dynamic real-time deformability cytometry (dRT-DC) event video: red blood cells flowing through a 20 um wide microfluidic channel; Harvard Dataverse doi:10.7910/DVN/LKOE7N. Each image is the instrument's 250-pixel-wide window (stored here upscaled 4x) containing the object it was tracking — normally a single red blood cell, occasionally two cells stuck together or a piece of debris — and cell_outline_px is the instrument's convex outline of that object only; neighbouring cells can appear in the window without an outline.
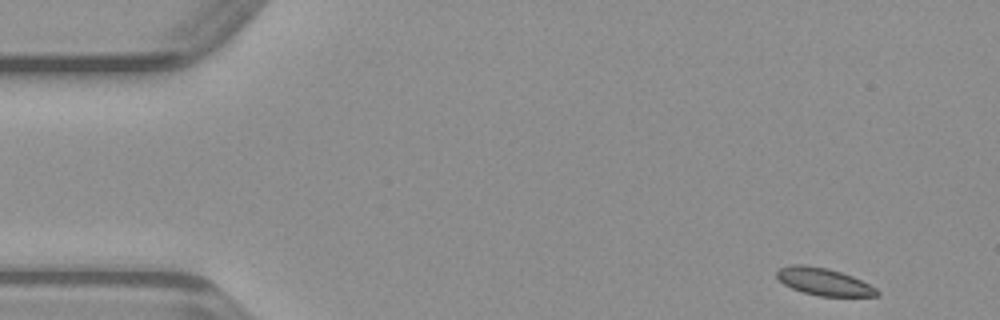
{"species": "common noctule bat (a hibernating species)", "species_latin": "Nyctalus noctula", "temperature_condition": "warm", "stored_images_in_passage": 46, "camera_frame_rate_fps": 3000, "um_per_image_px": 0.085, "animal": {"sex": "male", "body_mass_g": 23.1, "forearm_length_mm": 52.7}, "frame": {"image": 1, "passage_image": 1, "time_ms": 0.0, "image_size_px": [1000, 320], "cell_outline_px": [[880, 296], [820, 296], [804, 292], [792, 288], [784, 284], [776, 276], [776, 272], [780, 268], [792, 264], [804, 264], [828, 268], [852, 276], [876, 288], [880, 292]], "centroid_in_image_um": [70.02, 23.94], "position_along_channel_um": 15.0, "area_um2": 15.84}}
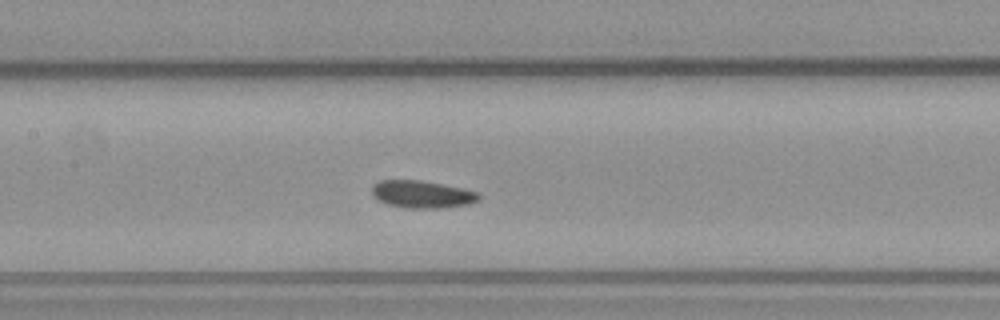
{"frame": {"image": 2, "passage_image": 20, "time_ms": 6.333, "image_size_px": [1000, 320], "cell_outline_px": [[480, 196], [476, 200], [468, 204], [444, 208], [408, 208], [388, 204], [372, 196], [372, 184], [380, 180], [420, 180], [464, 188], [480, 192]], "centroid_in_image_um": [35.87, 16.5], "position_along_channel_um": 171.5, "area_um2": 17.11}}
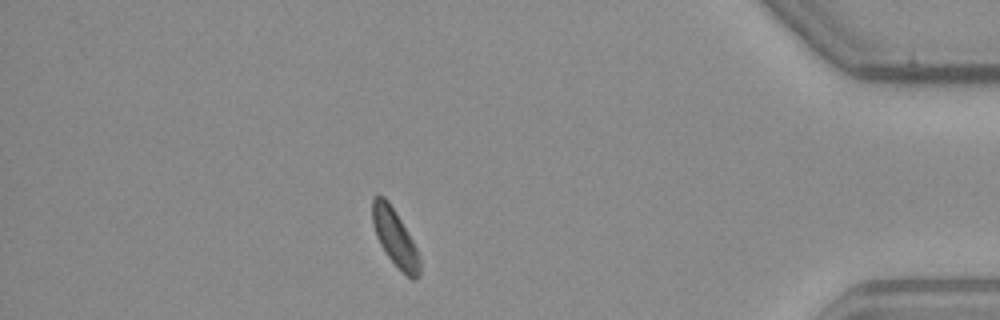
{"frame": {"image": 3, "passage_image": 40, "time_ms": 13.0, "image_size_px": [1000, 320], "cell_outline_px": [[420, 272], [412, 280], [388, 256], [380, 244], [376, 236], [372, 224], [372, 196], [384, 196], [388, 200], [396, 212], [412, 240], [416, 248], [420, 260]], "centroid_in_image_um": [33.53, 20.14], "position_along_channel_um": 401.7, "area_um2": 15.32}}